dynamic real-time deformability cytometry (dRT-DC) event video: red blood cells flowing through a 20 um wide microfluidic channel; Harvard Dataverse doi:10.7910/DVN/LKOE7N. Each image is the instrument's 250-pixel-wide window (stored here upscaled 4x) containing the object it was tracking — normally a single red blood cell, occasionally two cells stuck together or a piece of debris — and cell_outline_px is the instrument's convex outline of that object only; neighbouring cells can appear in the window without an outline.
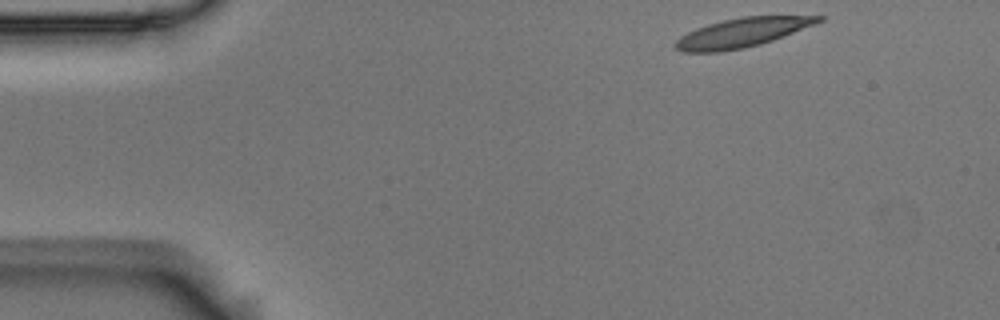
{"species": "Egyptian fruit bat (a non-hibernating species)", "species_latin": "Rousettus aegyptiacus", "temperature_condition": "room temperature", "stored_images_in_passage": 50, "camera_frame_rate_fps": 3000, "um_per_image_px": 0.085, "animal": {"sex": "male"}, "frame": {"image": 1, "passage_image": 1, "time_ms": 0.0, "image_size_px": [1000, 320], "cell_outline_px": [[824, 20], [816, 24], [772, 40], [760, 44], [744, 48], [720, 52], [684, 52], [676, 48], [672, 44], [680, 36], [696, 28], [708, 24], [740, 16], [824, 16]], "centroid_in_image_um": [63.05, 2.78], "position_along_channel_um": 21.9, "area_um2": 24.22}}
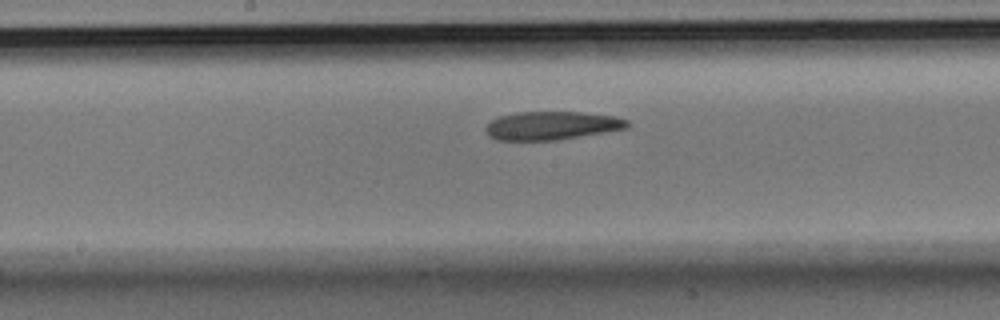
{"frame": {"image": 2, "passage_image": 23, "time_ms": 7.333, "image_size_px": [1000, 320], "cell_outline_px": [[628, 128], [556, 140], [496, 140], [488, 136], [484, 128], [492, 120], [500, 116], [516, 112], [580, 112], [612, 116], [628, 120]], "centroid_in_image_um": [46.85, 10.68], "position_along_channel_um": 201.3, "area_um2": 23.24}}
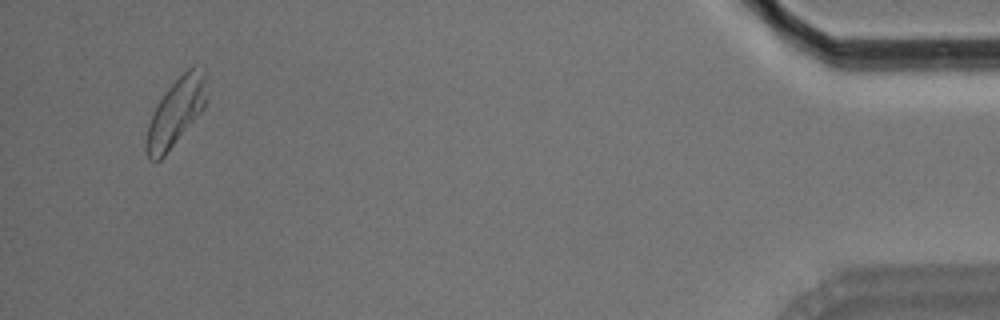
{"frame": {"image": 3, "passage_image": 48, "time_ms": 15.667, "image_size_px": [1000, 320], "cell_outline_px": [[208, 100], [204, 108], [164, 156], [160, 160], [152, 160], [148, 156], [144, 148], [144, 144], [148, 124], [156, 104], [168, 88], [192, 64], [204, 64], [208, 72]], "centroid_in_image_um": [15.02, 9.42], "position_along_channel_um": 420.2, "area_um2": 24.45}, "authors_computed_cell_mechanics": {"area_um2": 24.3627, "velocity_mm_per_s": 3.5428, "shape_relaxation_time_tau1_ms": null, "shape_relaxation_time_tau2_ms": 2.2145, "deformation_change_tau1": null, "deformation_change_tau2": 0.0927}}